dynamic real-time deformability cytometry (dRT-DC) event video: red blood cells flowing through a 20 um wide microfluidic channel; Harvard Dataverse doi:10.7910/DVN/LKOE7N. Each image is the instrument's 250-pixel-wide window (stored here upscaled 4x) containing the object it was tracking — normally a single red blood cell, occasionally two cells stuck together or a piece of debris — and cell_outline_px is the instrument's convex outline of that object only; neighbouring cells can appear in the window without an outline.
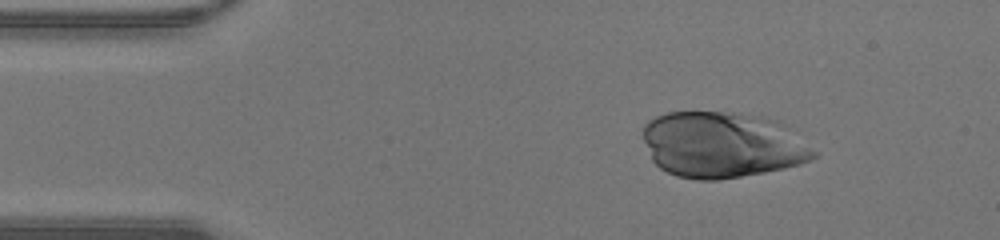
{"species": "human", "species_latin": "Homo sapiens", "temperature_condition": "warm", "stored_images_in_passage": 37, "camera_frame_rate_fps": 3000, "um_per_image_px": 0.085, "donor": {"sex": "male"}, "frame": {"image": 1, "passage_image": 6, "time_ms": 1.667, "image_size_px": [1000, 240], "cell_outline_px": [[816, 156], [800, 164], [784, 168], [764, 172], [720, 180], [696, 180], [676, 176], [660, 168], [652, 160], [644, 140], [644, 124], [648, 120], [656, 116], [668, 112], [724, 112], [764, 116], [780, 120], [816, 152]], "centroid_in_image_um": [61.38, 12.3], "position_along_channel_um": 23.6, "area_um2": 65.66}}
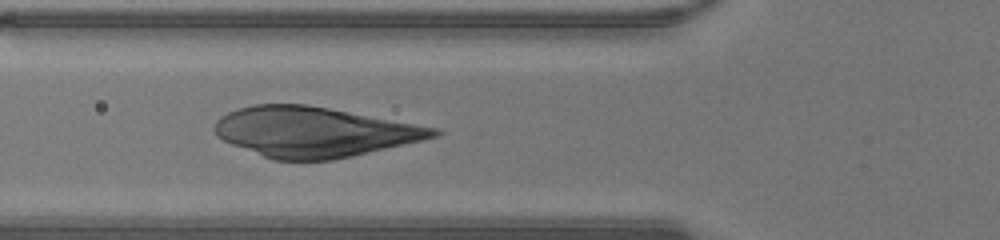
{"frame": {"image": 2, "passage_image": 16, "time_ms": 5.0, "image_size_px": [1000, 240], "cell_outline_px": [[444, 132], [440, 136], [424, 140], [352, 156], [332, 160], [272, 160], [232, 144], [216, 136], [212, 128], [216, 120], [220, 116], [228, 112], [252, 104], [304, 104], [328, 108], [440, 128]], "centroid_in_image_um": [26.7, 11.21], "position_along_channel_um": 99.1, "area_um2": 63.93}}